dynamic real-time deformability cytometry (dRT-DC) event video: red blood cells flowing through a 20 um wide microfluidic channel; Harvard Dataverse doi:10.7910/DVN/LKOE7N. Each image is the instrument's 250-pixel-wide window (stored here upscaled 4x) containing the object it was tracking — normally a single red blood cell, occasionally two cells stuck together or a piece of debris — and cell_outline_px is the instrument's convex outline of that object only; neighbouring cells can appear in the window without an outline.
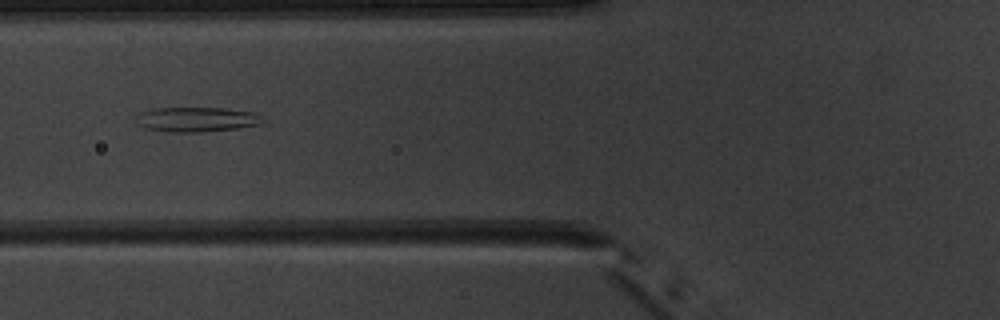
{"species": "common noctule bat (a hibernating species)", "species_latin": "Nyctalus noctula", "temperature_condition": "warm", "stored_images_in_passage": 9, "camera_frame_rate_fps": 3000, "um_per_image_px": 0.085, "animal": {"sex": "male", "body_mass_g": 20.1, "forearm_length_mm": 53.5}, "frame": {"image": 1, "passage_image": 6, "time_ms": 6.667, "image_size_px": [1000, 320], "cell_outline_px": [[260, 124], [240, 128], [200, 132], [168, 132], [148, 128], [136, 124], [136, 116], [140, 112], [152, 108], [224, 108], [252, 112], [260, 116]], "centroid_in_image_um": [16.65, 10.15], "position_along_channel_um": 109.2, "area_um2": 18.15}}
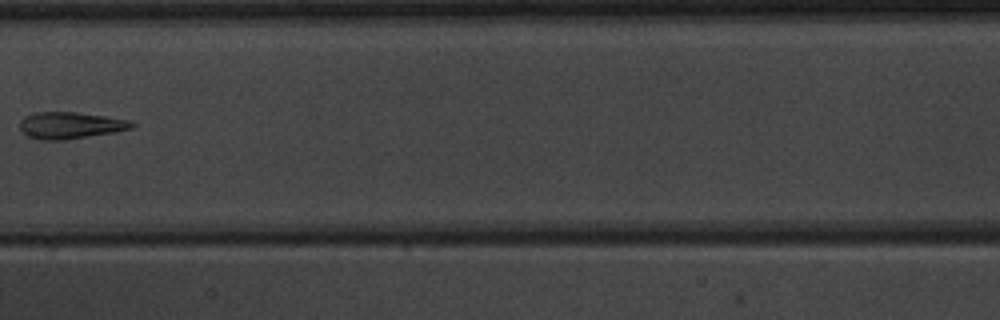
{"frame": {"image": 2, "passage_image": 8, "time_ms": 9.0, "image_size_px": [1000, 320], "cell_outline_px": [[136, 124], [132, 128], [116, 132], [64, 140], [40, 140], [28, 136], [20, 132], [20, 120], [24, 116], [32, 112], [76, 112], [104, 116], [128, 120]], "centroid_in_image_um": [5.93, 10.66], "position_along_channel_um": 201.5, "area_um2": 17.57}}
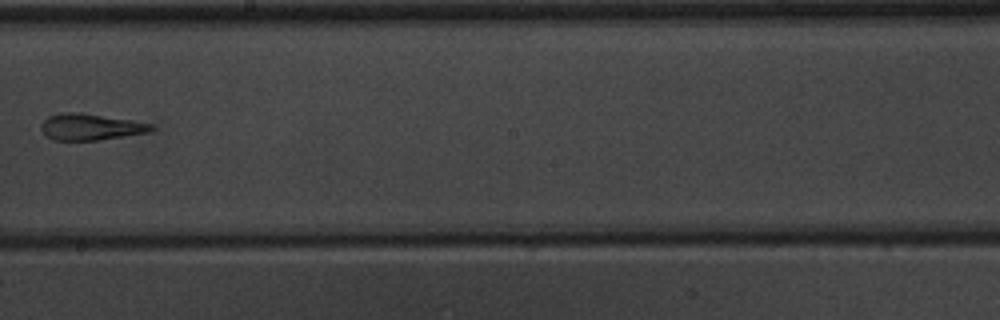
{"frame": {"image": 3, "passage_image": 9, "time_ms": 10.0, "image_size_px": [1000, 320], "cell_outline_px": [[156, 128], [148, 132], [100, 140], [52, 140], [40, 128], [40, 124], [48, 116], [60, 112], [80, 112], [132, 120], [152, 124]], "centroid_in_image_um": [7.68, 10.78], "position_along_channel_um": 240.5, "area_um2": 16.99}}